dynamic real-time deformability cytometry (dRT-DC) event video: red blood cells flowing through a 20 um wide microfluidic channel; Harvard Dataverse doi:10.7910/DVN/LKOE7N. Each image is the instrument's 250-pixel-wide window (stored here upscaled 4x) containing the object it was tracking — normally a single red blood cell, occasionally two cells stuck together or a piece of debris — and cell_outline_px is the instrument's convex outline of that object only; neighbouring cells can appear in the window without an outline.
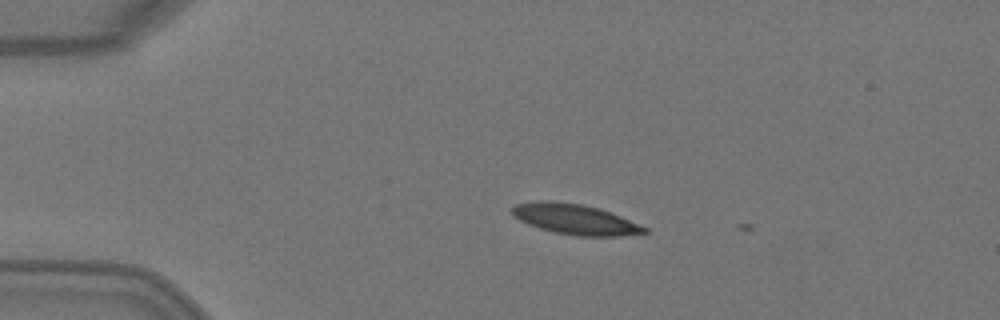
{"species": "Egyptian fruit bat (a non-hibernating species)", "species_latin": "Rousettus aegyptiacus", "temperature_condition": "warm", "stored_images_in_passage": 2, "camera_frame_rate_fps": 3000, "um_per_image_px": 0.085, "animal": {"sex": "female"}, "frame": {"image": 1, "passage_image": 1, "time_ms": 0.0, "image_size_px": [1000, 320], "cell_outline_px": [[648, 232], [620, 236], [576, 236], [552, 232], [528, 224], [512, 216], [512, 208], [516, 204], [540, 200], [552, 200], [580, 204], [596, 208], [620, 216], [640, 224], [648, 228]], "centroid_in_image_um": [48.86, 18.64], "position_along_channel_um": 36.1, "area_um2": 23.29}}